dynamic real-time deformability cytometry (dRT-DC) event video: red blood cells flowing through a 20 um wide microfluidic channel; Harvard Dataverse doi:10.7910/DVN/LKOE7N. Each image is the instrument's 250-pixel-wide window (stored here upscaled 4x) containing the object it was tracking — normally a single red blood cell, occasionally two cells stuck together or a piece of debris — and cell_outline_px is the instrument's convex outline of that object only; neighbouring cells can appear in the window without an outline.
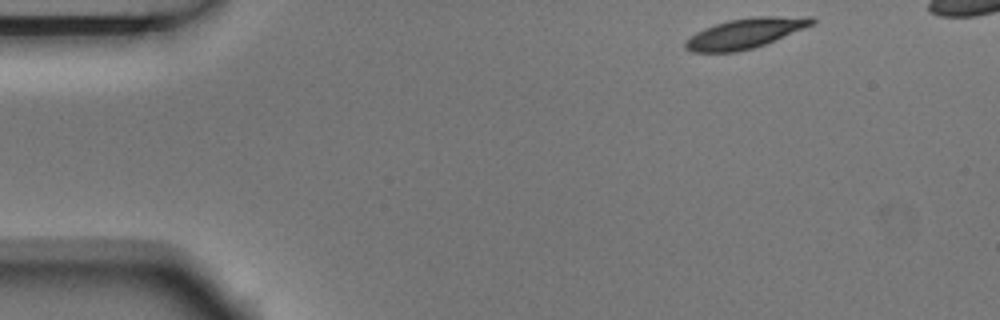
{"species": "Egyptian fruit bat (a non-hibernating species)", "species_latin": "Rousettus aegyptiacus", "temperature_condition": "room temperature", "stored_images_in_passage": 8, "camera_frame_rate_fps": 3000, "um_per_image_px": 0.085, "animal": {"sex": "male"}, "frame": {"image": 1, "passage_image": 1, "time_ms": 0.0, "image_size_px": [1000, 320], "cell_outline_px": [[816, 20], [812, 24], [804, 28], [764, 44], [752, 48], [736, 52], [692, 52], [684, 48], [684, 44], [696, 32], [704, 28], [728, 20], [752, 16], [812, 16]], "centroid_in_image_um": [63.34, 2.82], "position_along_channel_um": 21.7, "area_um2": 21.96}}
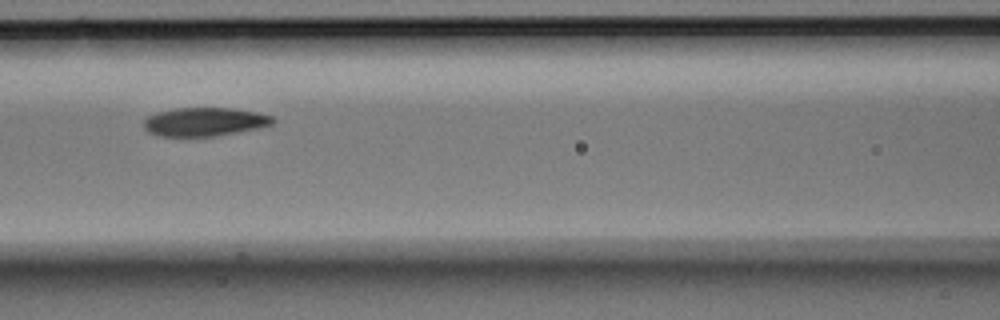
{"frame": {"image": 2, "passage_image": 6, "time_ms": 1.667, "image_size_px": [1000, 320], "cell_outline_px": [[276, 120], [272, 124], [256, 128], [216, 136], [160, 136], [148, 132], [144, 128], [144, 120], [148, 116], [156, 112], [176, 108], [232, 108], [256, 112], [272, 116]], "centroid_in_image_um": [17.36, 10.35], "position_along_channel_um": 149.2, "area_um2": 21.39}}
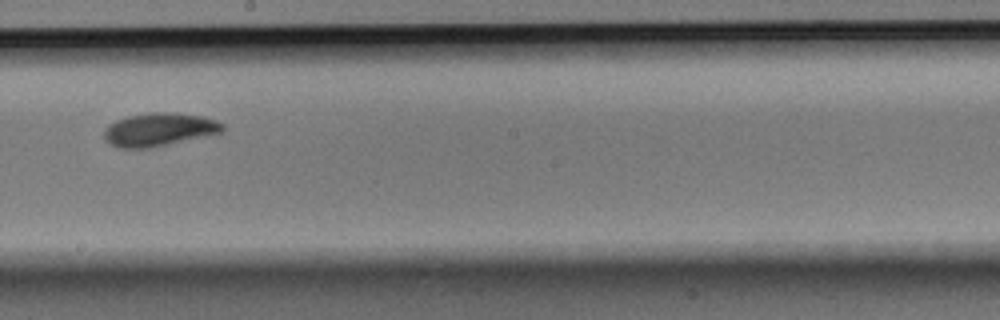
{"frame": {"image": 3, "passage_image": 8, "time_ms": 2.333, "image_size_px": [1000, 320], "cell_outline_px": [[224, 128], [220, 132], [204, 136], [148, 148], [120, 148], [104, 140], [104, 128], [108, 124], [116, 120], [128, 116], [148, 112], [176, 112], [204, 116], [216, 120], [224, 124]], "centroid_in_image_um": [13.49, 10.99], "position_along_channel_um": 234.7, "area_um2": 22.89}}